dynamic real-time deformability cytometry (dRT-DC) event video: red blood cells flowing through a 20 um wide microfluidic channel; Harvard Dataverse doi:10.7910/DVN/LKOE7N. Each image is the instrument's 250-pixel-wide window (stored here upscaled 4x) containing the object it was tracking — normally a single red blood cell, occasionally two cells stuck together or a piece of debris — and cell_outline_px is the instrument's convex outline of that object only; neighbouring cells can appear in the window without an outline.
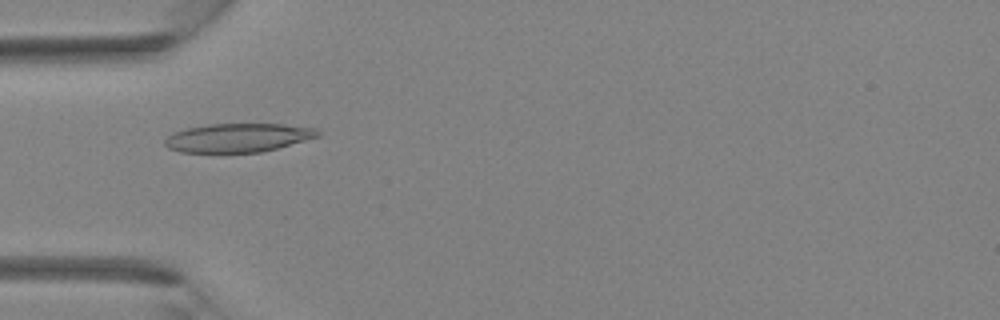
{"species": "Egyptian fruit bat (a non-hibernating species)", "species_latin": "Rousettus aegyptiacus", "temperature_condition": "room temperature", "stored_images_in_passage": 25, "camera_frame_rate_fps": 3000, "um_per_image_px": 0.085, "animal": {"sex": "female"}, "frame": {"image": 1, "passage_image": 2, "time_ms": 0.333, "image_size_px": [1000, 320], "cell_outline_px": [[320, 136], [276, 148], [260, 152], [180, 152], [168, 148], [164, 144], [164, 140], [172, 132], [188, 128], [208, 124], [284, 124], [316, 128], [320, 132]], "centroid_in_image_um": [20.21, 11.7], "position_along_channel_um": 64.8, "area_um2": 25.49}}
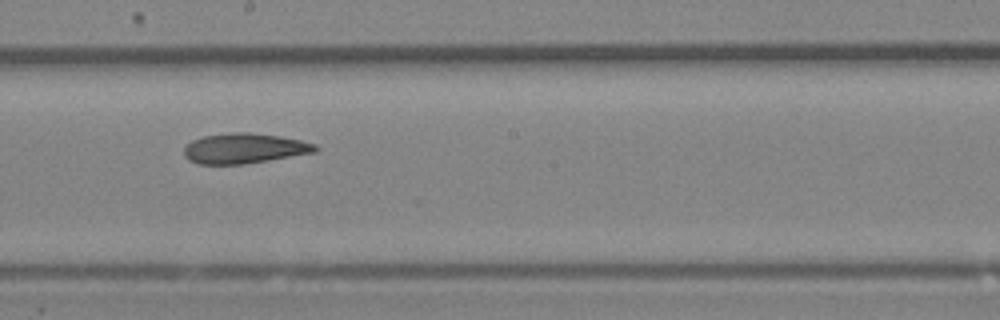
{"frame": {"image": 2, "passage_image": 11, "time_ms": 3.333, "image_size_px": [1000, 320], "cell_outline_px": [[320, 148], [316, 152], [244, 164], [196, 164], [188, 160], [184, 156], [184, 148], [192, 140], [204, 136], [232, 132], [248, 132], [280, 136], [300, 140], [316, 144]], "centroid_in_image_um": [20.76, 12.61], "position_along_channel_um": 227.4, "area_um2": 23.12}}
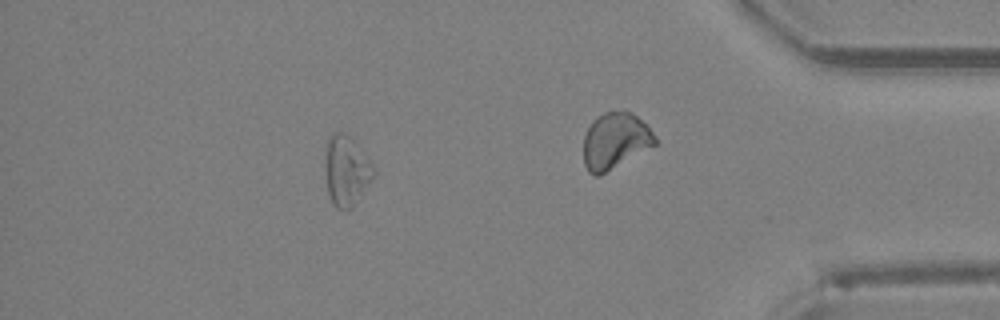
{"frame": {"image": 3, "passage_image": 20, "time_ms": 6.333, "image_size_px": [1000, 320], "cell_outline_px": [[376, 172], [352, 208], [336, 208], [332, 204], [328, 196], [324, 172], [324, 164], [328, 136], [332, 132], [344, 132], [368, 156]], "centroid_in_image_um": [29.4, 14.49], "position_along_channel_um": 405.8, "area_um2": 19.94}}